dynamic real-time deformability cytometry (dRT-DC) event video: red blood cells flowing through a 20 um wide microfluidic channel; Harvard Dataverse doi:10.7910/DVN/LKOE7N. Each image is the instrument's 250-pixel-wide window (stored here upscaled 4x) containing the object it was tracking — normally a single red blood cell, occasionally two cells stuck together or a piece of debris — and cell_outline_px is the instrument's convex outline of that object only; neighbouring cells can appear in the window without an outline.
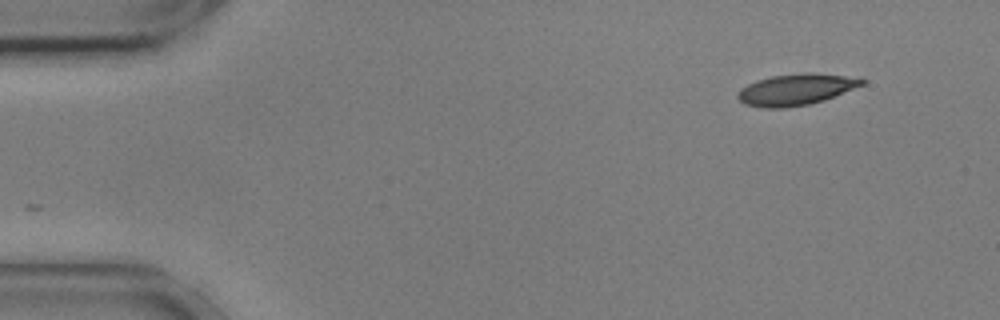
{"species": "common noctule bat (a hibernating species)", "species_latin": "Nyctalus noctula", "temperature_condition": "cold", "stored_images_in_passage": 12, "camera_frame_rate_fps": 3000, "um_per_image_px": 0.085, "animal": {"sex": "male", "body_mass_g": 17.9, "forearm_length_mm": 54.2}, "frame": {"image": 1, "passage_image": 1, "time_ms": 0.0, "image_size_px": [1000, 320], "cell_outline_px": [[864, 84], [824, 100], [808, 104], [784, 108], [764, 108], [744, 104], [736, 96], [740, 88], [756, 80], [772, 76], [808, 72], [812, 72], [860, 76], [864, 80]], "centroid_in_image_um": [67.68, 7.59], "position_along_channel_um": 17.3, "area_um2": 22.83}}
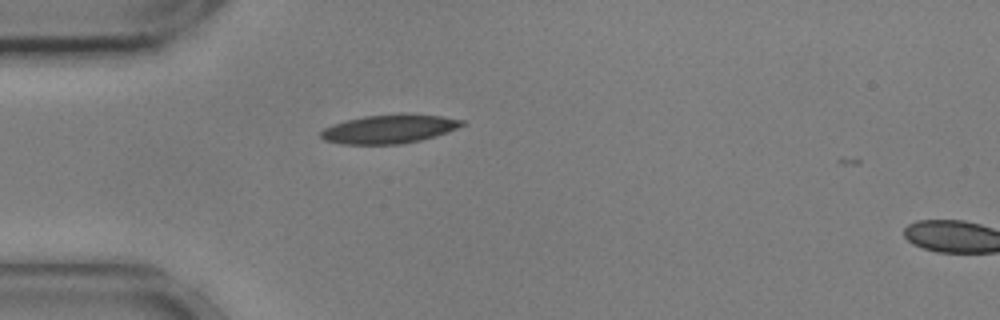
{"frame": {"image": 2, "passage_image": 11, "time_ms": 3.333, "image_size_px": [1000, 320], "cell_outline_px": [[468, 124], [448, 132], [436, 136], [420, 140], [400, 144], [340, 144], [324, 140], [320, 136], [320, 132], [324, 128], [332, 124], [344, 120], [364, 116], [400, 112], [404, 112], [440, 116], [464, 120]], "centroid_in_image_um": [33.11, 10.94], "position_along_channel_um": 51.9, "area_um2": 24.22}}